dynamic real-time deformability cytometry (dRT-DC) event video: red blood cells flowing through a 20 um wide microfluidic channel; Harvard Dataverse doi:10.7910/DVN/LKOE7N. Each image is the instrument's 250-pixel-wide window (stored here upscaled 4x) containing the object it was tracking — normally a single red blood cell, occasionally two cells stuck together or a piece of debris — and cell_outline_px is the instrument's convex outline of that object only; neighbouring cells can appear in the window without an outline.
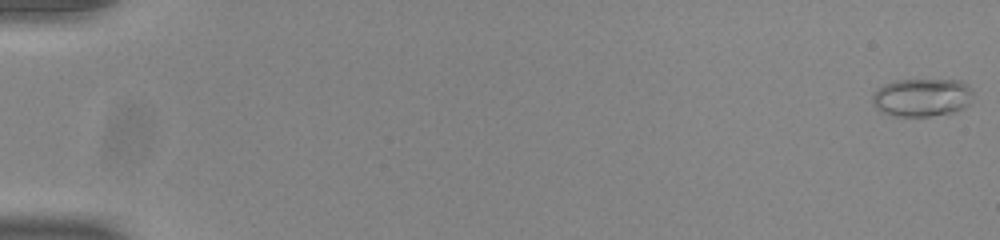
{"species": "common noctule bat (a hibernating species)", "species_latin": "Nyctalus noctula", "temperature_condition": "room temperature", "stored_images_in_passage": 54, "camera_frame_rate_fps": 3000, "um_per_image_px": 0.085, "animal": {"sex": "male", "body_mass_g": 20.0, "forearm_length_mm": 53.3}, "frame": {"image": 1, "passage_image": 1, "time_ms": 0.0, "image_size_px": [1000, 240], "cell_outline_px": [[972, 92], [968, 104], [964, 108], [952, 112], [928, 116], [892, 116], [880, 112], [872, 104], [872, 96], [884, 84], [896, 80], [960, 80], [968, 84]], "centroid_in_image_um": [78.34, 8.28], "position_along_channel_um": 6.7, "area_um2": 22.31}}
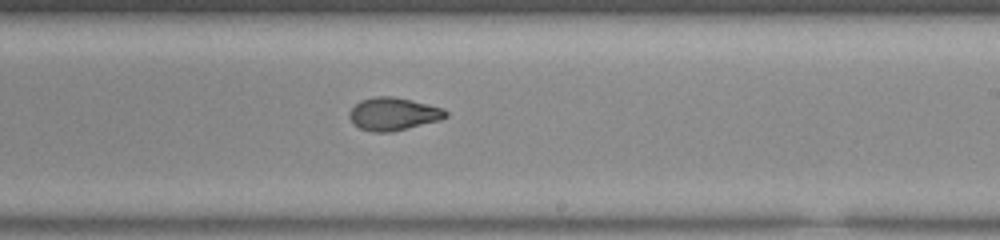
{"frame": {"image": 2, "passage_image": 34, "time_ms": 11.0, "image_size_px": [1000, 240], "cell_outline_px": [[448, 116], [440, 120], [388, 132], [372, 132], [360, 128], [352, 124], [348, 116], [348, 112], [360, 100], [376, 96], [392, 96], [412, 100], [444, 108], [448, 112]], "centroid_in_image_um": [33.41, 9.67], "position_along_channel_um": 255.6, "area_um2": 18.44}}
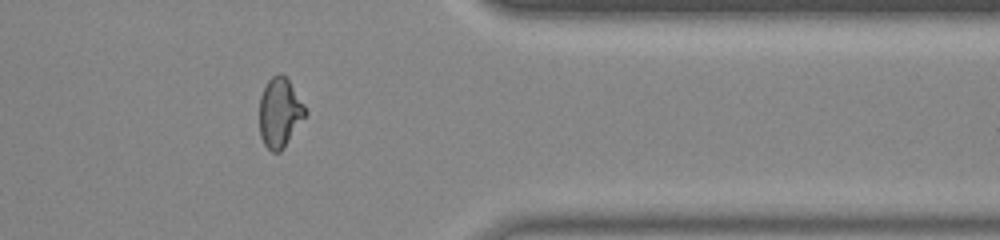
{"frame": {"image": 3, "passage_image": 45, "time_ms": 14.667, "image_size_px": [1000, 240], "cell_outline_px": [[308, 112], [284, 148], [280, 152], [272, 152], [264, 144], [260, 136], [260, 96], [268, 80], [272, 76], [280, 72], [288, 80], [304, 104]], "centroid_in_image_um": [23.78, 9.58], "position_along_channel_um": 387.6, "area_um2": 18.5}, "authors_computed_cell_mechanics": {"area_um2": 18.8717, "velocity_mm_per_s": 3.9106, "shape_relaxation_time_tau1_ms": null, "shape_relaxation_time_tau2_ms": 1.7524, "deformation_change_tau1": null, "deformation_change_tau2": 0.0695}}